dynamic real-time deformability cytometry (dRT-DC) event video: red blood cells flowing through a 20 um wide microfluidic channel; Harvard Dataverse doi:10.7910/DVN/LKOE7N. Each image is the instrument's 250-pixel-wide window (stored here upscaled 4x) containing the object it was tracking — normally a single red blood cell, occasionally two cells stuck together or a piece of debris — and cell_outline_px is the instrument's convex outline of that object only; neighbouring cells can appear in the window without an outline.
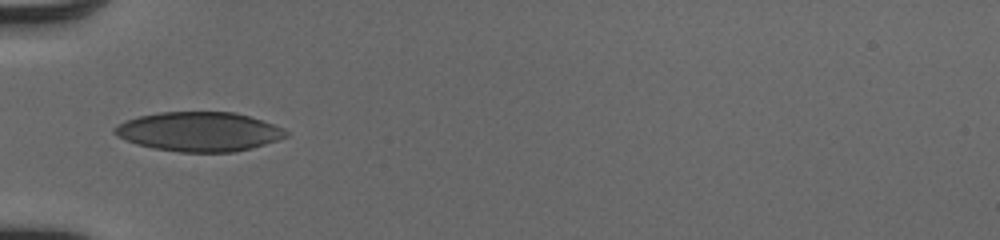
{"species": "human", "species_latin": "Homo sapiens", "temperature_condition": "cold", "stored_images_in_passage": 4, "camera_frame_rate_fps": 3000, "um_per_image_px": 0.085, "donor": {"sex": "male"}, "frame": {"image": 1, "passage_image": 1, "time_ms": 0.0, "image_size_px": [1000, 240], "cell_outline_px": [[288, 136], [252, 148], [236, 152], [180, 152], [152, 148], [136, 144], [116, 136], [112, 132], [112, 128], [124, 120], [140, 116], [160, 112], [236, 112], [284, 128], [288, 132]], "centroid_in_image_um": [16.88, 11.19], "position_along_channel_um": 68.1, "area_um2": 39.36}}